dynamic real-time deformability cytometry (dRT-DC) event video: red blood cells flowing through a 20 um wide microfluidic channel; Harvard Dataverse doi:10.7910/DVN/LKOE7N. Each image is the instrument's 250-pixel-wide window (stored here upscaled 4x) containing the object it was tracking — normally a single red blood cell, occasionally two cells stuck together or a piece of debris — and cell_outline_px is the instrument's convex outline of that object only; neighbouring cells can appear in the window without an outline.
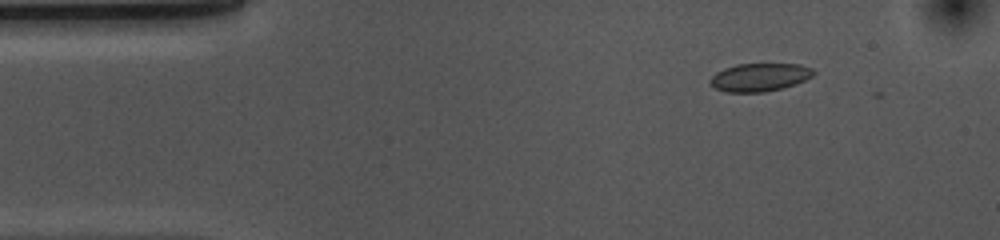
{"species": "common noctule bat (a hibernating species)", "species_latin": "Nyctalus noctula", "temperature_condition": "cold", "stored_images_in_passage": 3, "camera_frame_rate_fps": 3000, "um_per_image_px": 0.085, "animal": {"sex": "female", "body_mass_g": 10.0, "forearm_length_mm": 53.1}, "frame": {"image": 1, "passage_image": 1, "time_ms": 0.0, "image_size_px": [1000, 240], "cell_outline_px": [[816, 72], [812, 76], [796, 84], [764, 92], [724, 92], [716, 88], [708, 80], [716, 72], [724, 68], [736, 64], [800, 64], [812, 68]], "centroid_in_image_um": [64.56, 6.56], "position_along_channel_um": 20.4, "area_um2": 16.88}}